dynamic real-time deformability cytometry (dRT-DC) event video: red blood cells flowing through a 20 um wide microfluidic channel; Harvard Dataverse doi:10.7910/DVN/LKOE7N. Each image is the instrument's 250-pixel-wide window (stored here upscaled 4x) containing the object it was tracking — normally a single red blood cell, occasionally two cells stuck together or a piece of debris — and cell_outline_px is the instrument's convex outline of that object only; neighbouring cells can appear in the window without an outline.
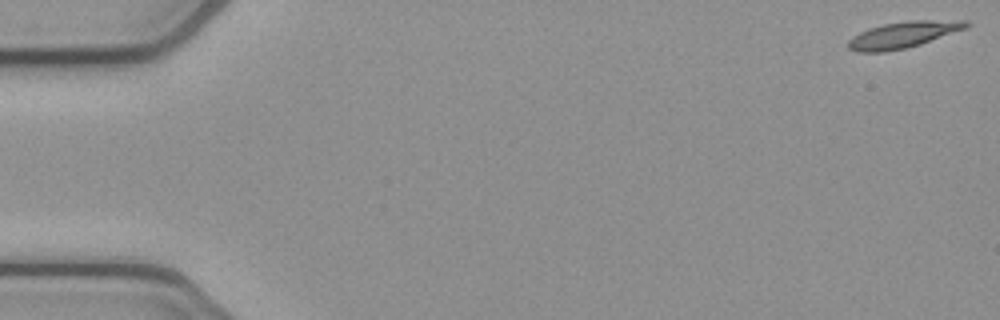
{"species": "common noctule bat (a hibernating species)", "species_latin": "Nyctalus noctula", "temperature_condition": "cold", "stored_images_in_passage": 11, "camera_frame_rate_fps": 3000, "um_per_image_px": 0.085, "animal": {"sex": "female", "body_mass_g": 21.9}, "frame": {"image": 1, "passage_image": 1, "time_ms": 0.0, "image_size_px": [1000, 320], "cell_outline_px": [[972, 24], [968, 28], [920, 44], [904, 48], [884, 52], [856, 52], [848, 48], [848, 40], [852, 36], [868, 28], [884, 24], [908, 20], [968, 20]], "centroid_in_image_um": [76.8, 2.94], "position_along_channel_um": 8.2, "area_um2": 18.26}}